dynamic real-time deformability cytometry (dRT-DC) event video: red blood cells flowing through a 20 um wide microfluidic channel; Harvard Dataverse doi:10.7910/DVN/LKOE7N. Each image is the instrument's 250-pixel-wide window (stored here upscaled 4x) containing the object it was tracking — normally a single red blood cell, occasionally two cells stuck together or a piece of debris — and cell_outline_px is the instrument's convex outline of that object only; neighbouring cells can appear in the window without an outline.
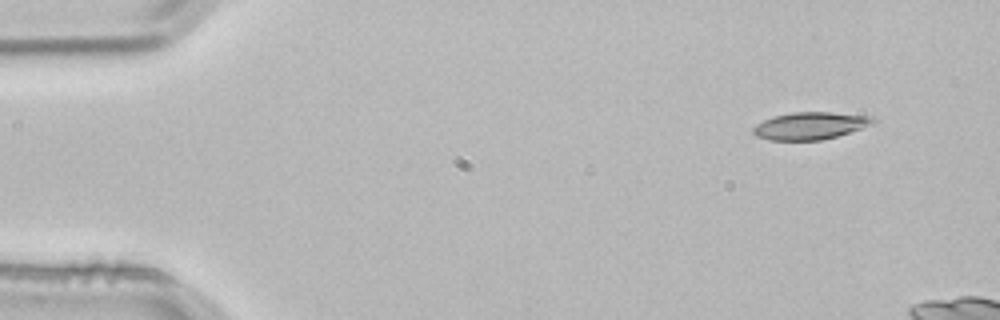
{"species": "common noctule bat (a hibernating species)", "species_latin": "Nyctalus noctula", "temperature_condition": "room temperature", "stored_images_in_passage": 4, "segment_of_instrument_passage": [2, 2], "camera_frame_rate_fps": 3000, "um_per_image_px": 0.085, "animal": {"sex": "male", "body_mass_g": 21.5, "forearm_length_mm": 52.0}, "frame": {"image": 1, "passage_image": 4, "time_ms": 1.0, "image_size_px": [1000, 320], "cell_outline_px": [[876, 124], [836, 136], [820, 140], [768, 140], [756, 136], [752, 132], [752, 128], [756, 124], [764, 120], [776, 116], [792, 112], [832, 112], [872, 116], [876, 120]], "centroid_in_image_um": [68.89, 10.69], "position_along_channel_um": 16.1, "area_um2": 19.13}}